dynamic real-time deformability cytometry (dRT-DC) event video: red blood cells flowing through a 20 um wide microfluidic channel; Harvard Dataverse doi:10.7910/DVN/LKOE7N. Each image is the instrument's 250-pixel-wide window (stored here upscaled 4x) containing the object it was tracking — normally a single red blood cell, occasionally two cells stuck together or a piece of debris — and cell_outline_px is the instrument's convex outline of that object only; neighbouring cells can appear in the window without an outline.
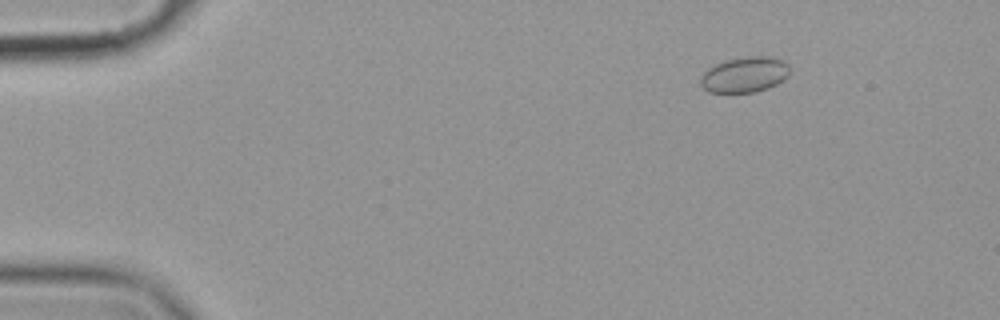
{"species": "common noctule bat (a hibernating species)", "species_latin": "Nyctalus noctula", "temperature_condition": "cold", "stored_images_in_passage": 59, "camera_frame_rate_fps": 3000, "um_per_image_px": 0.085, "animal": {"sex": "female", "body_mass_g": 19.9}, "frame": {"image": 1, "passage_image": 9, "time_ms": 2.667, "image_size_px": [1000, 320], "cell_outline_px": [[788, 76], [784, 80], [768, 88], [756, 92], [708, 92], [700, 84], [700, 76], [708, 68], [724, 60], [748, 56], [768, 56], [784, 60], [788, 64]], "centroid_in_image_um": [63.29, 6.34], "position_along_channel_um": 21.7, "area_um2": 18.55}}
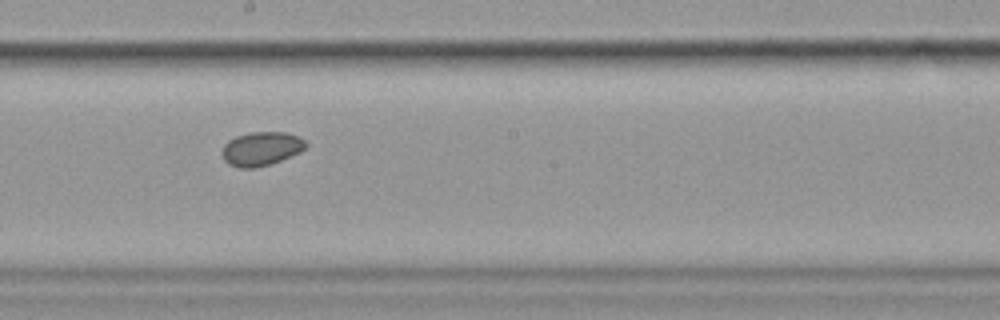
{"frame": {"image": 2, "passage_image": 34, "time_ms": 11.0, "image_size_px": [1000, 320], "cell_outline_px": [[308, 144], [300, 152], [280, 160], [256, 168], [240, 168], [228, 164], [224, 160], [220, 152], [224, 144], [228, 140], [236, 136], [252, 132], [284, 132], [296, 136], [304, 140]], "centroid_in_image_um": [22.16, 12.64], "position_along_channel_um": 226.0, "area_um2": 16.47}}
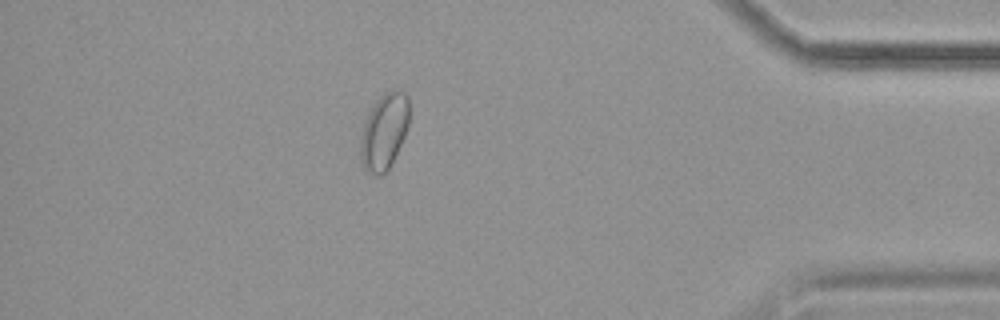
{"frame": {"image": 3, "passage_image": 52, "time_ms": 17.0, "image_size_px": [1000, 320], "cell_outline_px": [[408, 128], [388, 168], [380, 176], [376, 176], [368, 172], [364, 168], [360, 160], [360, 140], [364, 120], [372, 104], [384, 92], [396, 88], [404, 92], [408, 96]], "centroid_in_image_um": [32.62, 11.13], "position_along_channel_um": 402.6, "area_um2": 21.68}}